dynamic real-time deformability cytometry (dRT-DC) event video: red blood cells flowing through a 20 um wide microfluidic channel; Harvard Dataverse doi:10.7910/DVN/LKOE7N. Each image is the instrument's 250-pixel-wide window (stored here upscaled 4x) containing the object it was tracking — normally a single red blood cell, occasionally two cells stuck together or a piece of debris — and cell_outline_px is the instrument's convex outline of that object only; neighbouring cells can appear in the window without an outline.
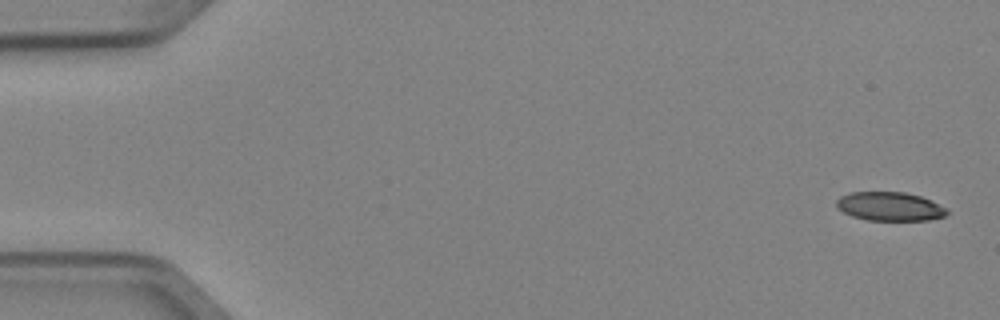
{"species": "Egyptian fruit bat (a non-hibernating species)", "species_latin": "Rousettus aegyptiacus", "temperature_condition": "cold", "stored_images_in_passage": 5, "camera_frame_rate_fps": 3000, "um_per_image_px": 0.085, "animal": {"sex": "female"}, "frame": {"image": 1, "passage_image": 1, "time_ms": 0.0, "image_size_px": [1000, 320], "cell_outline_px": [[948, 212], [944, 216], [928, 220], [868, 220], [852, 216], [836, 208], [836, 200], [840, 196], [852, 192], [904, 192], [920, 196], [948, 208]], "centroid_in_image_um": [75.61, 17.54], "position_along_channel_um": 9.4, "area_um2": 18.5}}
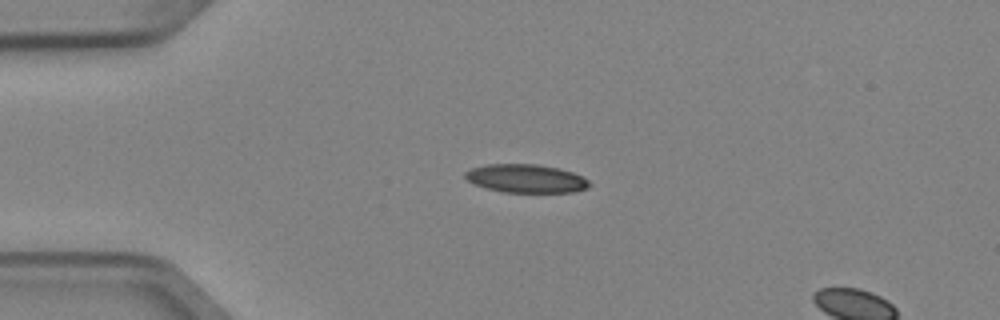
{"frame": {"image": 2, "passage_image": 4, "time_ms": 1.0, "image_size_px": [1000, 320], "cell_outline_px": [[592, 184], [588, 188], [572, 192], [504, 192], [488, 188], [476, 184], [468, 180], [464, 176], [464, 172], [472, 168], [488, 164], [536, 164], [560, 168], [572, 172], [588, 180]], "centroid_in_image_um": [44.73, 15.17], "position_along_channel_um": 40.3, "area_um2": 20.4}}